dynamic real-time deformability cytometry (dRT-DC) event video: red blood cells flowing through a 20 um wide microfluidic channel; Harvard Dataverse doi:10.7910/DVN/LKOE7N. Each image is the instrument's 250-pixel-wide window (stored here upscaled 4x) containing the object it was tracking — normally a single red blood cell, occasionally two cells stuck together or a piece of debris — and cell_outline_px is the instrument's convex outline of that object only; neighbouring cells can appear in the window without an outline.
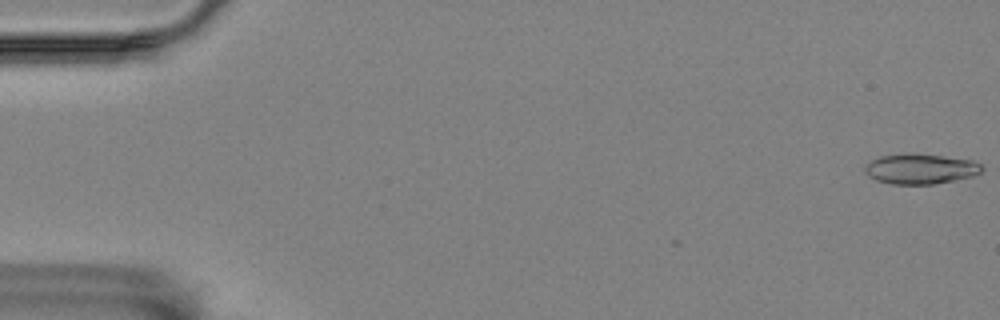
{"species": "Egyptian fruit bat (a non-hibernating species)", "species_latin": "Rousettus aegyptiacus", "temperature_condition": "room temperature", "stored_images_in_passage": 57, "camera_frame_rate_fps": 3000, "um_per_image_px": 0.085, "animal": {"sex": "female"}, "frame": {"image": 1, "passage_image": 1, "time_ms": 0.0, "image_size_px": [1000, 320], "cell_outline_px": [[984, 168], [980, 172], [972, 176], [936, 184], [892, 184], [876, 180], [868, 176], [864, 172], [864, 164], [880, 156], [940, 156], [972, 160], [980, 164]], "centroid_in_image_um": [78.23, 14.4], "position_along_channel_um": 6.8, "area_um2": 19.83}}
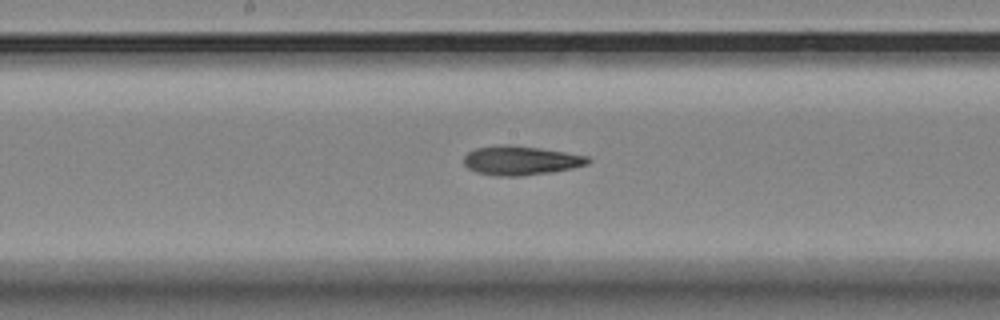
{"frame": {"image": 2, "passage_image": 30, "time_ms": 9.667, "image_size_px": [1000, 320], "cell_outline_px": [[592, 160], [588, 164], [572, 168], [548, 172], [520, 176], [496, 176], [476, 172], [468, 168], [464, 164], [464, 156], [468, 152], [476, 148], [496, 144], [508, 144], [540, 148], [588, 156]], "centroid_in_image_um": [44.23, 13.63], "position_along_channel_um": 204.0, "area_um2": 21.1}}
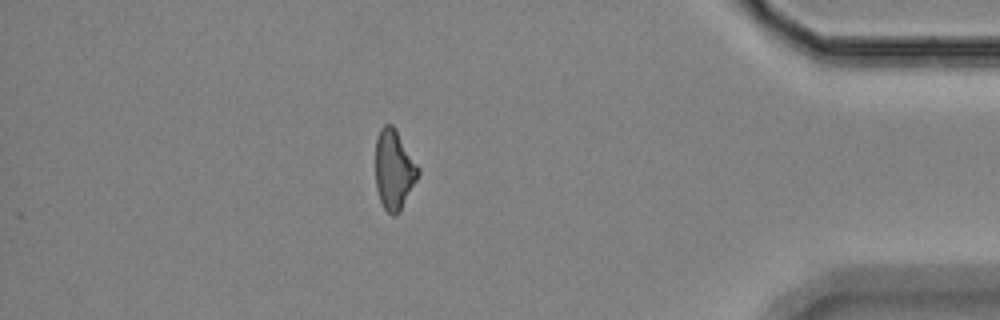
{"frame": {"image": 3, "passage_image": 50, "time_ms": 16.333, "image_size_px": [1000, 320], "cell_outline_px": [[420, 172], [400, 212], [396, 216], [392, 216], [384, 208], [380, 200], [376, 188], [376, 136], [380, 128], [384, 124], [392, 124], [396, 128], [420, 168]], "centroid_in_image_um": [33.49, 14.4], "position_along_channel_um": 401.7, "area_um2": 20.0}}